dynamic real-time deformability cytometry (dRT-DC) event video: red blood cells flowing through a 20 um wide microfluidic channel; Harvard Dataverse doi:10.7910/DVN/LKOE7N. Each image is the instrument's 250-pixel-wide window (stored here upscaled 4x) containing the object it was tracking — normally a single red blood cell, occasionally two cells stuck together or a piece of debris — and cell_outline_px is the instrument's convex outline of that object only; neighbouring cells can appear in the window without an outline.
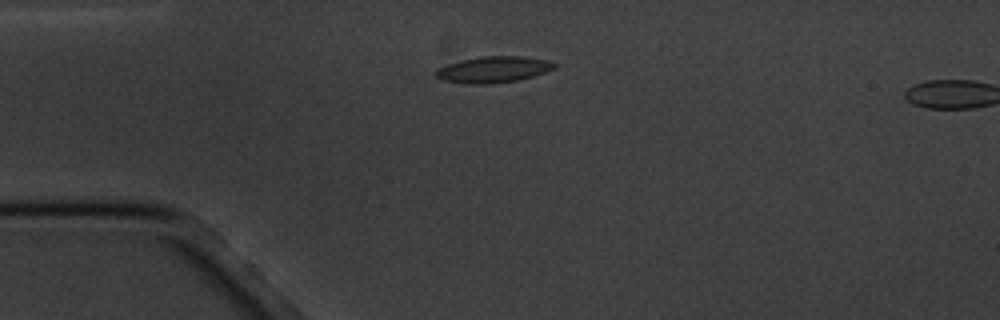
{"species": "common noctule bat (a hibernating species)", "species_latin": "Nyctalus noctula", "temperature_condition": "cold", "stored_images_in_passage": 5, "camera_frame_rate_fps": 3000, "um_per_image_px": 0.085, "animal": {"sex": "male", "body_mass_g": 20.1, "forearm_length_mm": 53.5}, "frame": {"image": 1, "passage_image": 5, "time_ms": 6.333, "image_size_px": [1000, 320], "cell_outline_px": [[556, 68], [532, 76], [516, 80], [492, 84], [468, 84], [440, 80], [436, 76], [436, 72], [440, 68], [448, 64], [460, 60], [484, 56], [524, 56], [548, 60], [556, 64]], "centroid_in_image_um": [41.94, 5.91], "position_along_channel_um": 43.1, "area_um2": 18.03}}